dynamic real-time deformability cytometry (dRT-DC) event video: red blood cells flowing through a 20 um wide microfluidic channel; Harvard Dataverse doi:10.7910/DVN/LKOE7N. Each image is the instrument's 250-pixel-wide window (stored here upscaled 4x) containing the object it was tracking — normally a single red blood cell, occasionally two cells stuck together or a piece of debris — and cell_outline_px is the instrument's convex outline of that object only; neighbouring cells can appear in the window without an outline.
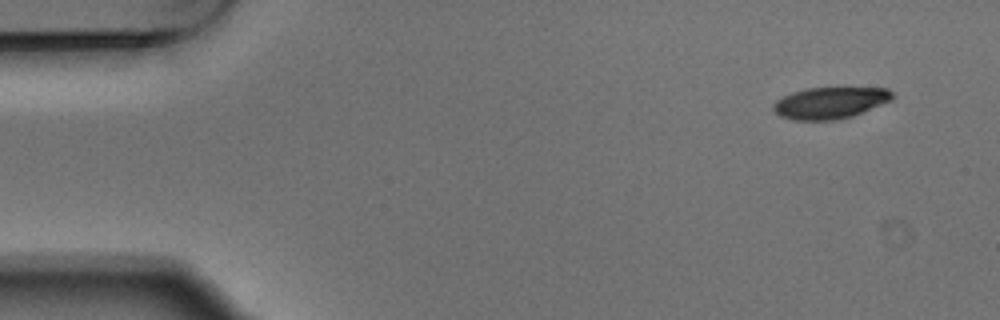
{"species": "Egyptian fruit bat (a non-hibernating species)", "species_latin": "Rousettus aegyptiacus", "temperature_condition": "warm", "stored_images_in_passage": 4, "camera_frame_rate_fps": 3000, "um_per_image_px": 0.085, "animal": {"sex": "male"}, "frame": {"image": 1, "passage_image": 1, "time_ms": 0.0, "image_size_px": [1000, 320], "cell_outline_px": [[892, 100], [852, 116], [836, 120], [792, 120], [780, 116], [772, 108], [772, 104], [776, 100], [792, 92], [808, 88], [888, 88], [892, 92]], "centroid_in_image_um": [70.53, 8.75], "position_along_channel_um": 14.5, "area_um2": 21.79}}
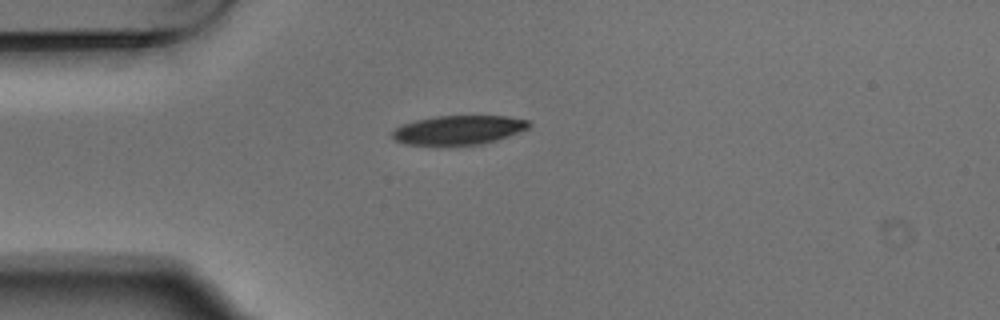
{"frame": {"image": 2, "passage_image": 4, "time_ms": 1.0, "image_size_px": [1000, 320], "cell_outline_px": [[532, 124], [528, 128], [508, 136], [496, 140], [480, 144], [436, 148], [404, 144], [396, 140], [392, 136], [392, 132], [396, 128], [404, 124], [416, 120], [436, 116], [508, 116], [528, 120]], "centroid_in_image_um": [38.94, 11.09], "position_along_channel_um": 46.1, "area_um2": 23.87}}